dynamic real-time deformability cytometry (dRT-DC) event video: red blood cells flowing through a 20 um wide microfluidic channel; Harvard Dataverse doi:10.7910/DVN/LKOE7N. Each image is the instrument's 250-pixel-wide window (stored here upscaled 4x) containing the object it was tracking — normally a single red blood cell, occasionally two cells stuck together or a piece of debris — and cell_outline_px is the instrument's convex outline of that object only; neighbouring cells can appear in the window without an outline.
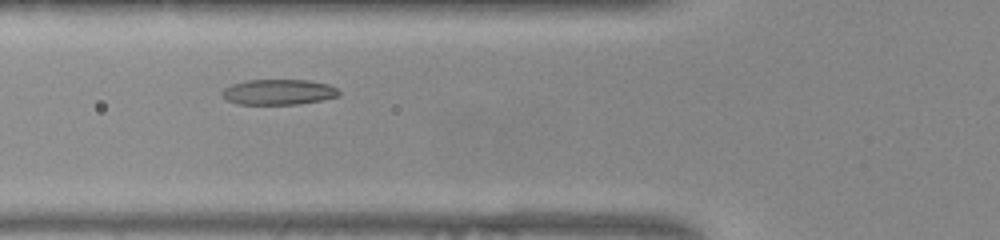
{"species": "common noctule bat (a hibernating species)", "species_latin": "Nyctalus noctula", "temperature_condition": "warm", "stored_images_in_passage": 43, "camera_frame_rate_fps": 3000, "um_per_image_px": 0.085, "animal": {"sex": "female", "body_mass_g": 22.0, "forearm_length_mm": 56.7}, "frame": {"image": 1, "passage_image": 10, "time_ms": 3.0, "image_size_px": [1000, 240], "cell_outline_px": [[340, 96], [300, 104], [236, 104], [228, 100], [220, 92], [224, 88], [232, 84], [248, 80], [308, 80], [328, 84], [336, 88], [340, 92]], "centroid_in_image_um": [23.68, 7.82], "position_along_channel_um": 102.1, "area_um2": 17.28}}
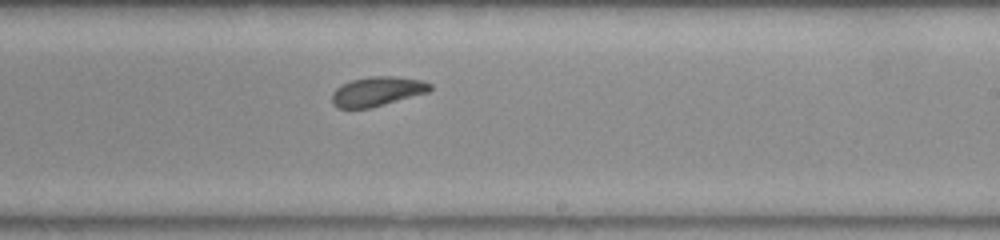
{"frame": {"image": 2, "passage_image": 22, "time_ms": 7.0, "image_size_px": [1000, 240], "cell_outline_px": [[432, 88], [428, 92], [372, 108], [336, 108], [332, 104], [332, 92], [336, 88], [352, 80], [372, 76], [392, 76], [424, 80], [432, 84]], "centroid_in_image_um": [32.07, 7.77], "position_along_channel_um": 256.9, "area_um2": 16.88}}
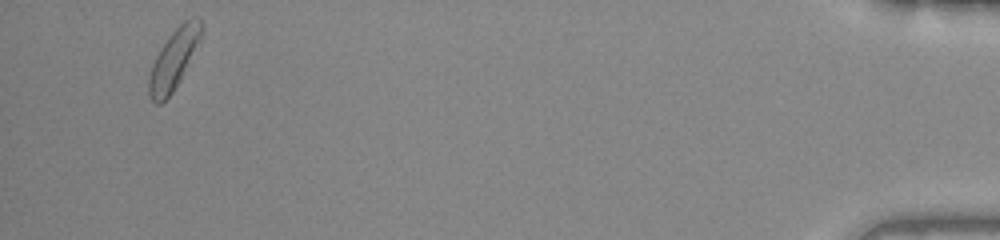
{"frame": {"image": 3, "passage_image": 41, "time_ms": 13.333, "image_size_px": [1000, 240], "cell_outline_px": [[200, 36], [180, 80], [172, 92], [160, 104], [156, 104], [152, 100], [148, 92], [148, 76], [152, 64], [160, 48], [172, 32], [184, 20], [192, 16], [200, 16]], "centroid_in_image_um": [14.71, 5.05], "position_along_channel_um": 420.5, "area_um2": 17.63}, "authors_computed_cell_mechanics": {"area_um2": 17.2822, "velocity_mm_per_s": 3.8796, "shape_relaxation_time_tau1_ms": 11.1071, "shape_relaxation_time_tau2_ms": 1.8645, "deformation_change_tau1": 0.2517, "deformation_change_tau2": 0.0762}}